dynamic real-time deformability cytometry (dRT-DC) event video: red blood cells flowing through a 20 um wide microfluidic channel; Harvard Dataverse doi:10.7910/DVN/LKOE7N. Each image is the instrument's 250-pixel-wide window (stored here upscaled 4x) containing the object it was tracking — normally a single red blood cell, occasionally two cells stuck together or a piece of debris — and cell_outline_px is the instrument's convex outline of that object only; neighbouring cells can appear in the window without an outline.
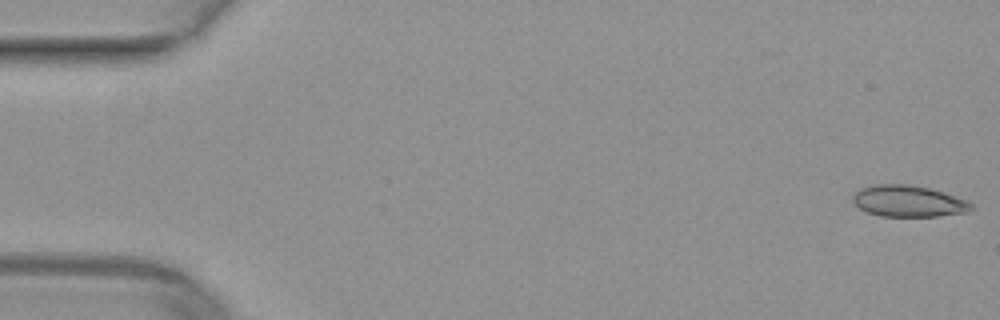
{"species": "common noctule bat (a hibernating species)", "species_latin": "Nyctalus noctula", "temperature_condition": "warm", "stored_images_in_passage": 51, "camera_frame_rate_fps": 3000, "um_per_image_px": 0.085, "animal": {"sex": "female", "body_mass_g": 29.2, "forearm_length_mm": 56.3}, "frame": {"image": 1, "passage_image": 1, "time_ms": 0.0, "image_size_px": [1000, 320], "cell_outline_px": [[976, 208], [968, 212], [936, 216], [880, 216], [868, 212], [860, 208], [852, 200], [852, 196], [860, 188], [872, 184], [908, 184], [928, 188], [944, 192], [968, 200]], "centroid_in_image_um": [77.24, 17.09], "position_along_channel_um": 7.8, "area_um2": 21.79}}
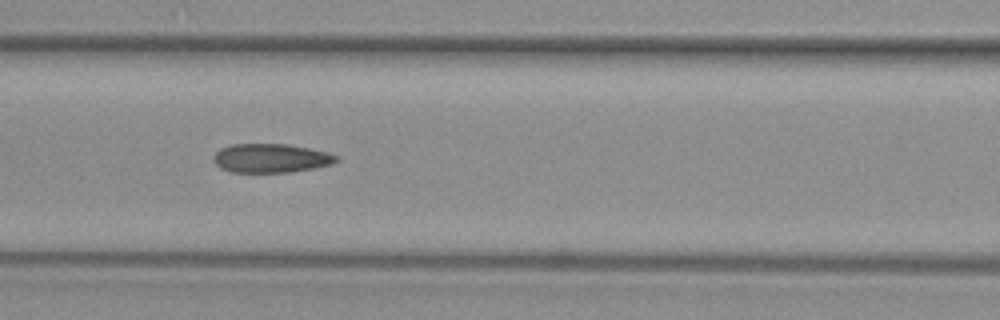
{"frame": {"image": 2, "passage_image": 22, "time_ms": 7.0, "image_size_px": [1000, 320], "cell_outline_px": [[340, 160], [332, 164], [292, 172], [232, 172], [220, 168], [212, 160], [212, 156], [220, 148], [232, 144], [288, 144], [308, 148], [340, 156]], "centroid_in_image_um": [23.01, 13.44], "position_along_channel_um": 143.6, "area_um2": 20.75}}
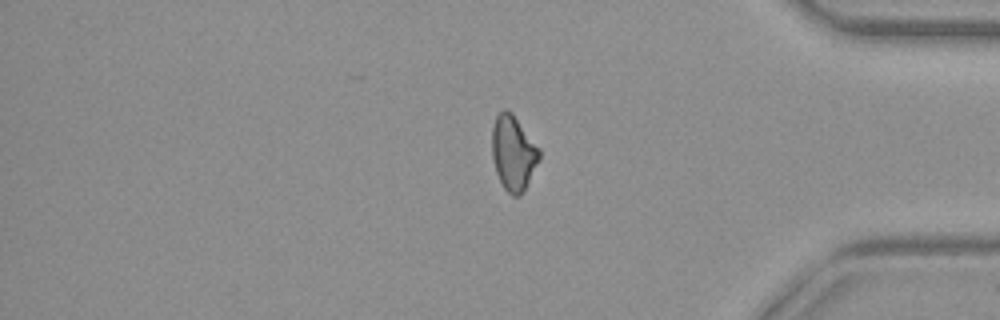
{"frame": {"image": 3, "passage_image": 42, "time_ms": 13.667, "image_size_px": [1000, 320], "cell_outline_px": [[540, 160], [524, 192], [520, 196], [512, 196], [504, 188], [496, 172], [492, 156], [492, 124], [496, 116], [504, 108], [508, 108], [512, 112], [540, 148]], "centroid_in_image_um": [43.64, 12.99], "position_along_channel_um": 391.6, "area_um2": 20.98}}